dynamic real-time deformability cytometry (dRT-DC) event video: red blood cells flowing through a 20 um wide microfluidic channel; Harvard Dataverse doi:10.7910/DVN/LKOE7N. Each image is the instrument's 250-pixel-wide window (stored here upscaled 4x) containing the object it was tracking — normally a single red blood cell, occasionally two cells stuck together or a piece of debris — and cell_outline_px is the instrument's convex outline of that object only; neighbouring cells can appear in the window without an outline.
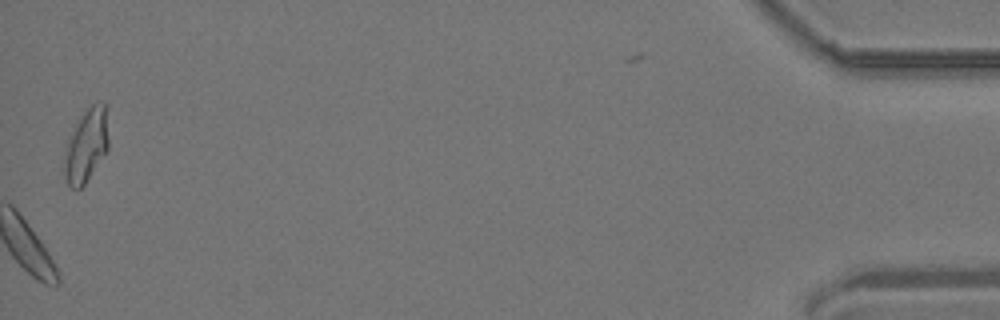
{"species": "common noctule bat (a hibernating species)", "species_latin": "Nyctalus noctula", "temperature_condition": "room temperature", "stored_images_in_passage": 54, "camera_frame_rate_fps": 3000, "um_per_image_px": 0.085, "animal": {"sex": "male", "body_mass_g": 19.2, "forearm_length_mm": 51.8}, "frame": {"image": 1, "passage_image": 54, "time_ms": 17.667, "image_size_px": [1000, 320], "cell_outline_px": [[108, 148], [84, 184], [80, 188], [72, 188], [68, 184], [64, 172], [64, 160], [68, 136], [76, 120], [92, 104], [108, 104]], "centroid_in_image_um": [7.34, 12.3], "position_along_channel_um": 427.9, "area_um2": 18.9}, "authors_computed_cell_mechanics": {"area_um2": 17.4267, "velocity_mm_per_s": 3.7543, "shape_relaxation_time_tau1_ms": null, "shape_relaxation_time_tau2_ms": 2.9314, "deformation_change_tau1": null, "deformation_change_tau2": 0.0797}}